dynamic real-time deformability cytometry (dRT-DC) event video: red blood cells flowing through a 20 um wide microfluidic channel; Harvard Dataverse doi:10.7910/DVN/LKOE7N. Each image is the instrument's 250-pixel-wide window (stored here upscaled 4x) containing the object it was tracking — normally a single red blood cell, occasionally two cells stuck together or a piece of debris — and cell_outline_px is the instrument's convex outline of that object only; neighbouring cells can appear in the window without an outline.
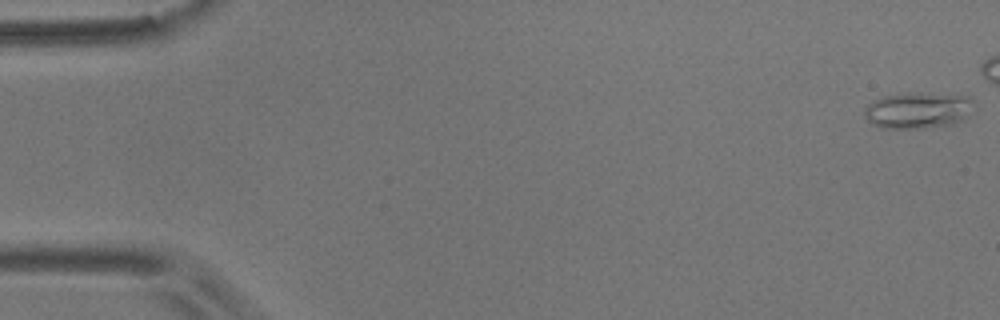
{"species": "common noctule bat (a hibernating species)", "species_latin": "Nyctalus noctula", "temperature_condition": "room temperature", "stored_images_in_passage": 6, "camera_frame_rate_fps": 3000, "um_per_image_px": 0.085, "animal": {"sex": "male", "body_mass_g": 17.9}, "frame": {"image": 1, "passage_image": 1, "time_ms": 0.0, "image_size_px": [1000, 320], "cell_outline_px": [[976, 112], [964, 120], [956, 124], [928, 128], [880, 128], [872, 124], [864, 116], [864, 108], [868, 104], [884, 96], [908, 92], [972, 96], [976, 100]], "centroid_in_image_um": [78.16, 9.38], "position_along_channel_um": 6.8, "area_um2": 23.99}}